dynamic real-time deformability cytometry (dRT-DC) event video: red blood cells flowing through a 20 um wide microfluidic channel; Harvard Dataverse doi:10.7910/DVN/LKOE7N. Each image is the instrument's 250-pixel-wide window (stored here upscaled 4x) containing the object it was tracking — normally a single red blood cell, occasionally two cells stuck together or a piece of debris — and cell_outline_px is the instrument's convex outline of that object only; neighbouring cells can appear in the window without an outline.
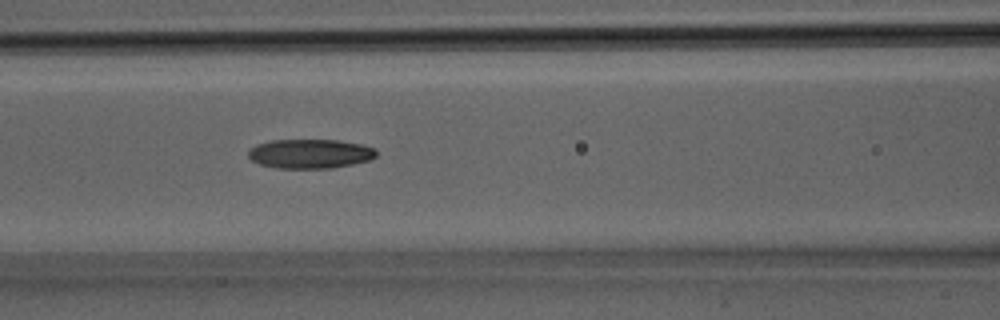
{"species": "Egyptian fruit bat (a non-hibernating species)", "species_latin": "Rousettus aegyptiacus", "temperature_condition": "room temperature", "stored_images_in_passage": 13, "camera_frame_rate_fps": 3000, "um_per_image_px": 0.085, "animal": {"sex": "male"}, "frame": {"image": 1, "passage_image": 13, "time_ms": 4.0, "image_size_px": [1000, 320], "cell_outline_px": [[376, 156], [368, 160], [352, 164], [332, 168], [276, 168], [260, 164], [252, 160], [248, 156], [248, 148], [256, 144], [272, 140], [336, 140], [360, 144], [376, 148]], "centroid_in_image_um": [26.32, 13.06], "position_along_channel_um": 140.3, "area_um2": 21.85}}